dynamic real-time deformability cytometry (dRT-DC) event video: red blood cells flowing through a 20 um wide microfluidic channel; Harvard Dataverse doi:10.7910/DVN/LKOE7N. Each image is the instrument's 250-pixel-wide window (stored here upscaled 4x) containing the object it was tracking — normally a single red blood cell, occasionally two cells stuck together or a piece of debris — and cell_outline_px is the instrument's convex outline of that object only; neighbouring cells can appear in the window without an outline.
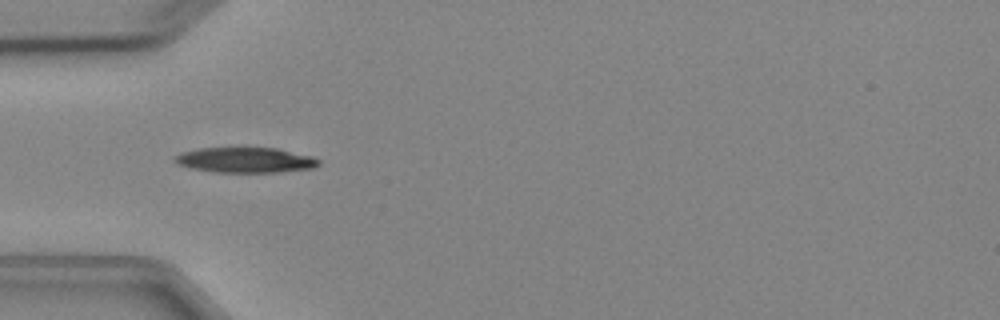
{"species": "Egyptian fruit bat (a non-hibernating species)", "species_latin": "Rousettus aegyptiacus", "temperature_condition": "cold", "stored_images_in_passage": 4, "camera_frame_rate_fps": 3000, "um_per_image_px": 0.085, "animal": {"sex": "female"}, "frame": {"image": 1, "passage_image": 1, "time_ms": 0.0, "image_size_px": [1000, 320], "cell_outline_px": [[320, 164], [312, 168], [280, 172], [212, 172], [192, 168], [180, 164], [172, 160], [172, 156], [180, 152], [200, 148], [276, 148], [312, 156], [320, 160]], "centroid_in_image_um": [20.83, 13.6], "position_along_channel_um": 64.2, "area_um2": 21.21}}
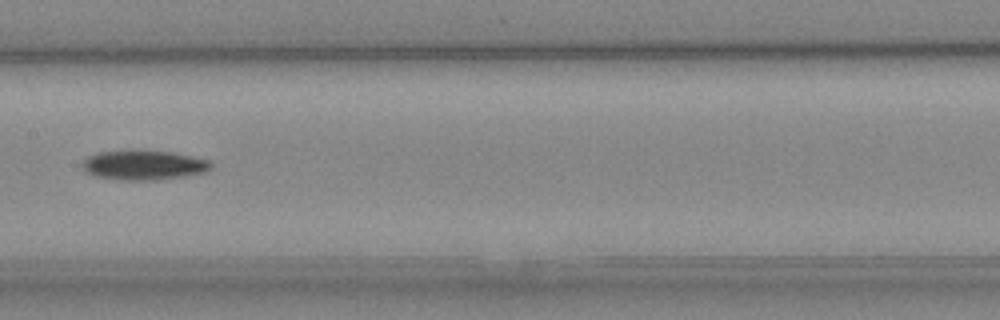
{"frame": {"image": 2, "passage_image": 4, "time_ms": 3.333, "image_size_px": [1000, 320], "cell_outline_px": [[212, 168], [204, 172], [184, 176], [160, 180], [120, 180], [96, 176], [84, 172], [80, 164], [88, 156], [96, 152], [128, 148], [132, 148], [168, 152], [208, 160], [212, 164]], "centroid_in_image_um": [12.12, 14.01], "position_along_channel_um": 195.3, "area_um2": 22.77}}